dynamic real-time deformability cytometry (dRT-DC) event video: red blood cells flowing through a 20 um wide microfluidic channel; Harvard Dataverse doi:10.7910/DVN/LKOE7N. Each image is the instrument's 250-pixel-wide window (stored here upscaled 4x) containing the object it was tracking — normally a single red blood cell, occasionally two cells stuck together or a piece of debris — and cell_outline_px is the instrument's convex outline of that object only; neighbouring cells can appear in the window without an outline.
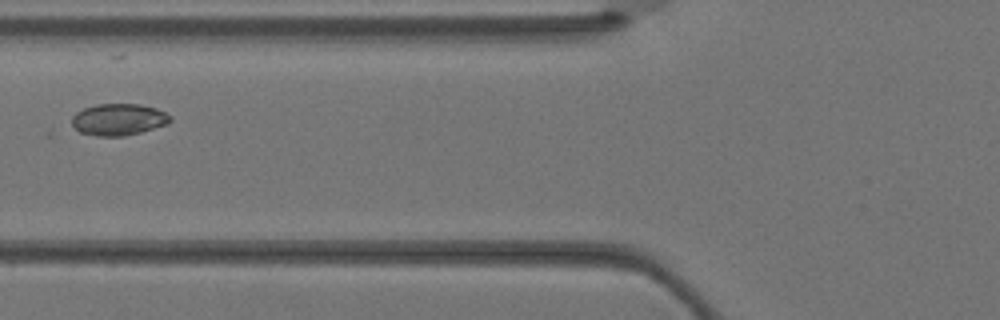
{"species": "Egyptian fruit bat (a non-hibernating species)", "species_latin": "Rousettus aegyptiacus", "temperature_condition": "warm", "stored_images_in_passage": 3, "camera_frame_rate_fps": 3000, "um_per_image_px": 0.085, "animal": {"sex": "female"}, "frame": {"image": 1, "passage_image": 3, "time_ms": 0.667, "image_size_px": [1000, 320], "cell_outline_px": [[172, 120], [168, 124], [140, 132], [124, 136], [96, 136], [80, 132], [72, 124], [72, 116], [76, 112], [84, 108], [96, 104], [140, 104], [156, 108], [172, 116]], "centroid_in_image_um": [10.09, 10.15], "position_along_channel_um": 115.7, "area_um2": 18.21}}